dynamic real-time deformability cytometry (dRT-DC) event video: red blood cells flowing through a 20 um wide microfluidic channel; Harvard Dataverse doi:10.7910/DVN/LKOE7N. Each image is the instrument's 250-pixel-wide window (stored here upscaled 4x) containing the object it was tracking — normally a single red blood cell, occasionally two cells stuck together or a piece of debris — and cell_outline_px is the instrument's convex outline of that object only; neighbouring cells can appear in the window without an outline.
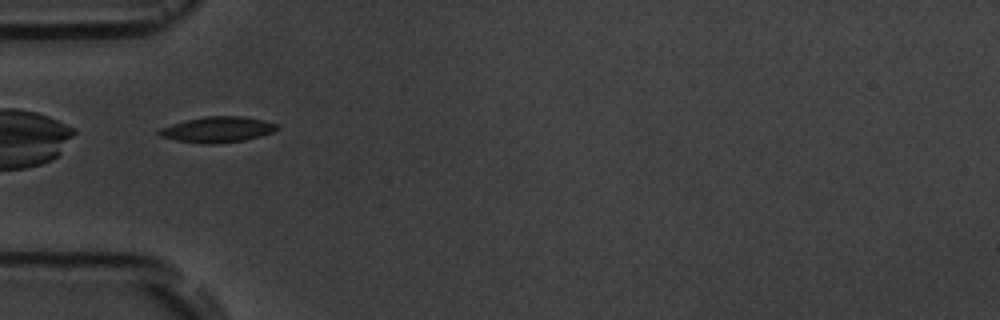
{"species": "common noctule bat (a hibernating species)", "species_latin": "Nyctalus noctula", "temperature_condition": "room temperature", "stored_images_in_passage": 7, "camera_frame_rate_fps": 3000, "um_per_image_px": 0.085, "animal": {"sex": "male", "body_mass_g": 19.5, "forearm_length_mm": 54.6}, "frame": {"image": 1, "passage_image": 5, "time_ms": 4.667, "image_size_px": [1000, 320], "cell_outline_px": [[280, 128], [272, 132], [260, 136], [244, 140], [212, 144], [204, 144], [176, 140], [160, 136], [156, 132], [160, 128], [172, 124], [204, 116], [240, 116], [264, 120], [276, 124]], "centroid_in_image_um": [18.48, 11.01], "position_along_channel_um": 66.5, "area_um2": 17.51}}
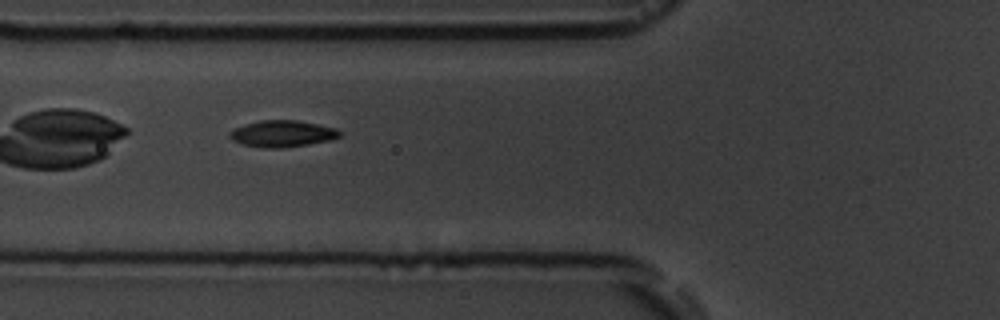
{"frame": {"image": 2, "passage_image": 6, "time_ms": 5.667, "image_size_px": [1000, 320], "cell_outline_px": [[340, 136], [332, 140], [308, 144], [280, 148], [264, 148], [244, 144], [232, 140], [228, 136], [228, 132], [244, 124], [260, 120], [296, 120], [336, 128], [340, 132]], "centroid_in_image_um": [23.98, 11.36], "position_along_channel_um": 101.8, "area_um2": 16.94}}